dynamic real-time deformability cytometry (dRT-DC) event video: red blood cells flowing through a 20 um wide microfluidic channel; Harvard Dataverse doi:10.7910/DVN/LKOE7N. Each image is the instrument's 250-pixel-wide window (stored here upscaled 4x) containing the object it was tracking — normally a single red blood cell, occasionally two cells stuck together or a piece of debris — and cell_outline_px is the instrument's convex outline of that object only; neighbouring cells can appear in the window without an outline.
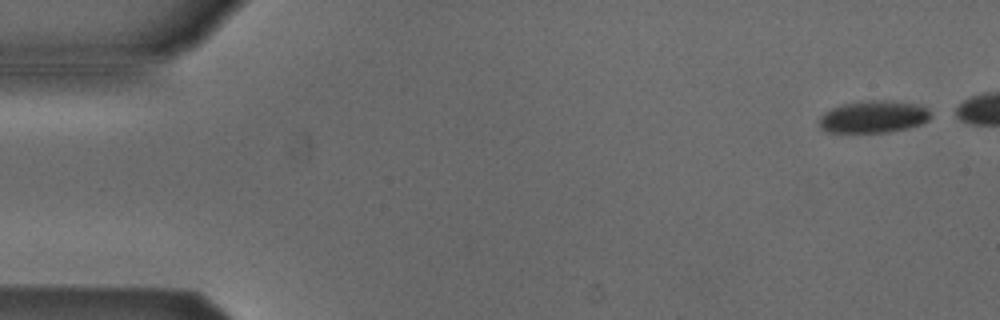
{"species": "Egyptian fruit bat (a non-hibernating species)", "species_latin": "Rousettus aegyptiacus", "temperature_condition": "cold", "stored_images_in_passage": 8, "segment_of_instrument_passage": [1, 2], "camera_frame_rate_fps": 3000, "um_per_image_px": 0.085, "animal": {"sex": "male"}, "frame": {"image": 1, "passage_image": 1, "time_ms": 0.0, "image_size_px": [1000, 320], "cell_outline_px": [[928, 120], [920, 124], [888, 132], [828, 132], [820, 128], [820, 116], [824, 112], [832, 108], [844, 104], [872, 100], [884, 100], [916, 104], [928, 108]], "centroid_in_image_um": [74.21, 9.93], "position_along_channel_um": 10.8, "area_um2": 20.46}}
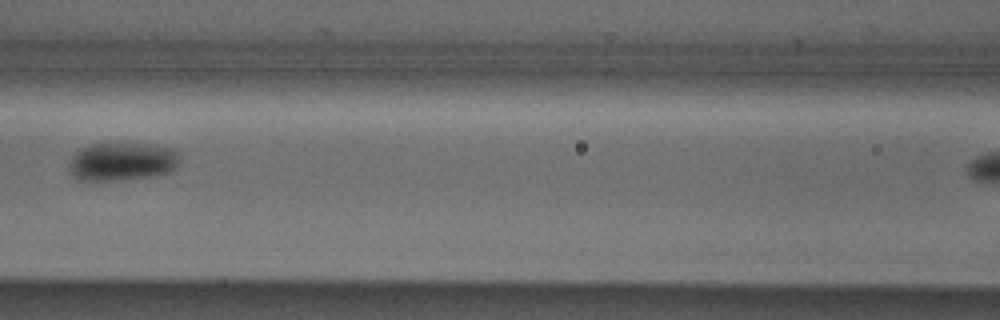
{"frame": {"image": 2, "passage_image": 7, "time_ms": 7.0, "image_size_px": [1000, 320], "cell_outline_px": [[180, 156], [176, 164], [168, 172], [156, 176], [120, 180], [80, 180], [72, 176], [68, 168], [68, 164], [72, 156], [80, 148], [88, 144], [104, 140], [124, 140], [172, 148], [180, 152]], "centroid_in_image_um": [10.32, 13.66], "position_along_channel_um": 156.3, "area_um2": 25.89}}